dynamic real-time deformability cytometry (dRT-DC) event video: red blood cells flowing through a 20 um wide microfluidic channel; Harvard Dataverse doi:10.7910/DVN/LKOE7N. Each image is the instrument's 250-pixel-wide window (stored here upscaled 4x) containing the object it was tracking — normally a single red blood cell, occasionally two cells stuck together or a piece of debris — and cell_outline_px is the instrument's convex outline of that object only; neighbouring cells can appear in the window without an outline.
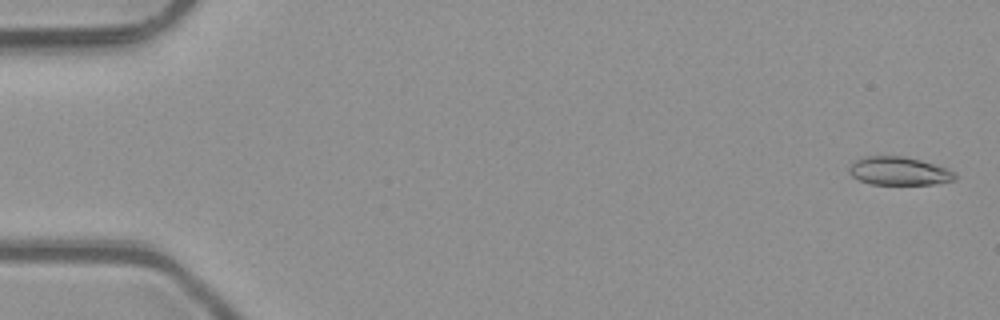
{"species": "common noctule bat (a hibernating species)", "species_latin": "Nyctalus noctula", "temperature_condition": "room temperature", "stored_images_in_passage": 51, "camera_frame_rate_fps": 3000, "um_per_image_px": 0.085, "animal": {"sex": "male", "body_mass_g": 23.1, "forearm_length_mm": 52.7}, "frame": {"image": 1, "passage_image": 2, "time_ms": 0.333, "image_size_px": [1000, 320], "cell_outline_px": [[956, 180], [932, 184], [872, 184], [860, 180], [852, 176], [848, 172], [848, 168], [852, 160], [864, 156], [904, 156], [920, 160], [944, 168], [952, 172], [956, 176]], "centroid_in_image_um": [76.33, 14.53], "position_along_channel_um": 8.7, "area_um2": 17.34}}
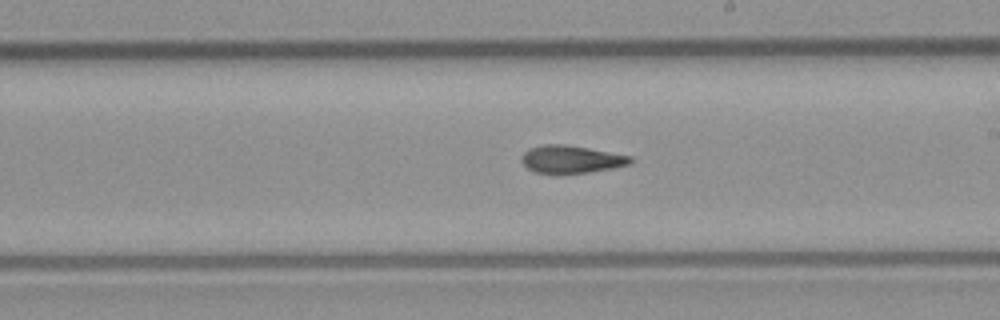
{"frame": {"image": 2, "passage_image": 30, "time_ms": 9.667, "image_size_px": [1000, 320], "cell_outline_px": [[632, 164], [612, 168], [564, 176], [552, 176], [536, 172], [528, 168], [520, 160], [520, 156], [528, 148], [544, 144], [564, 144], [588, 148], [632, 156]], "centroid_in_image_um": [48.5, 13.57], "position_along_channel_um": 240.5, "area_um2": 18.21}}
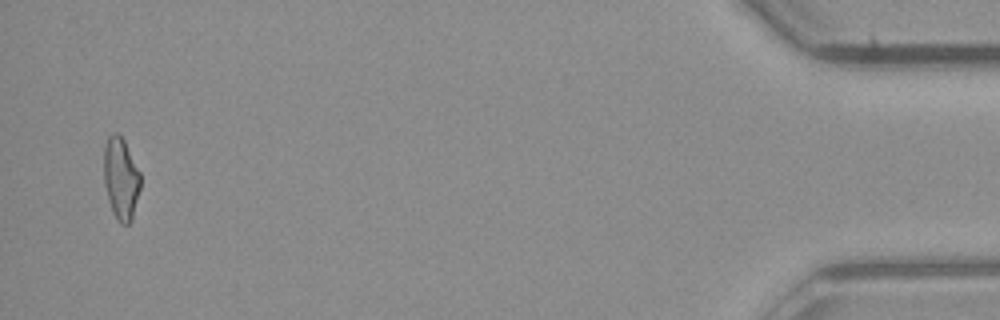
{"frame": {"image": 3, "passage_image": 50, "time_ms": 16.333, "image_size_px": [1000, 320], "cell_outline_px": [[140, 188], [132, 220], [128, 224], [120, 224], [116, 220], [112, 212], [108, 200], [104, 184], [104, 148], [108, 136], [112, 132], [116, 132], [124, 140], [140, 172]], "centroid_in_image_um": [10.27, 15.19], "position_along_channel_um": 424.9, "area_um2": 17.63}, "authors_computed_cell_mechanics": {"area_um2": 17.6868, "velocity_mm_per_s": 4.1091, "shape_relaxation_time_tau1_ms": null, "shape_relaxation_time_tau2_ms": 4.3701, "deformation_change_tau1": null, "deformation_change_tau2": 0.1426}}